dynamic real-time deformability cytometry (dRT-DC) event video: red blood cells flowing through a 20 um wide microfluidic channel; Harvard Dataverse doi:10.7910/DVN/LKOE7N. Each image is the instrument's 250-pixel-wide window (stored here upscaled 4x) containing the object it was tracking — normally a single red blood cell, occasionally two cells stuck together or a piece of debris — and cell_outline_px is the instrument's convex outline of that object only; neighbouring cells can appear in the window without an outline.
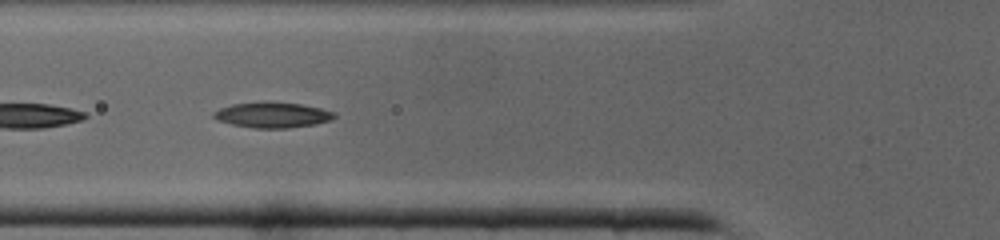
{"species": "common noctule bat (a hibernating species)", "species_latin": "Nyctalus noctula", "temperature_condition": "cold", "stored_images_in_passage": 12, "camera_frame_rate_fps": 3000, "um_per_image_px": 0.085, "animal": {"sex": "male", "body_mass_g": 19.0, "forearm_length_mm": 50.8}, "frame": {"image": 1, "passage_image": 10, "time_ms": 3.0, "image_size_px": [1000, 240], "cell_outline_px": [[336, 116], [332, 120], [316, 124], [288, 128], [252, 128], [232, 124], [216, 120], [212, 116], [212, 112], [220, 108], [232, 104], [300, 104], [320, 108], [336, 112]], "centroid_in_image_um": [23.17, 9.81], "position_along_channel_um": 102.6, "area_um2": 17.34}}